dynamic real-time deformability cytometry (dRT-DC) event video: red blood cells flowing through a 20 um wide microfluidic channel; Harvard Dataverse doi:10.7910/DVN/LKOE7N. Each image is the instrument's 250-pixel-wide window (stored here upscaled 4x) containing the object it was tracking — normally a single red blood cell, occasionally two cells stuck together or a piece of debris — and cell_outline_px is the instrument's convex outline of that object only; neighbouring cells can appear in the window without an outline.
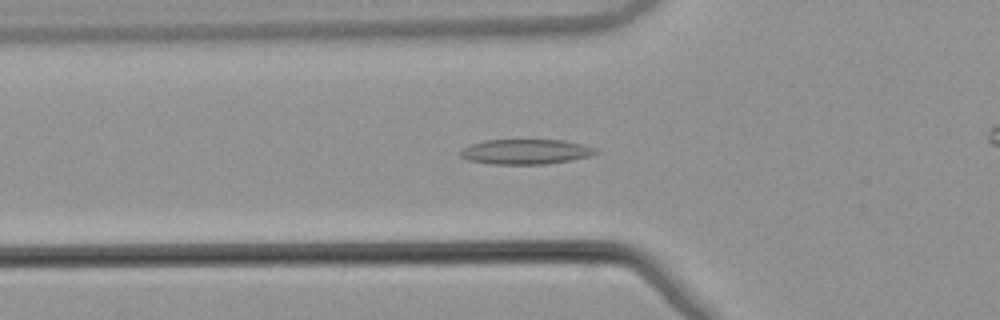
{"species": "common noctule bat (a hibernating species)", "species_latin": "Nyctalus noctula", "temperature_condition": "warm", "stored_images_in_passage": 48, "camera_frame_rate_fps": 3000, "um_per_image_px": 0.085, "animal": {"sex": "male", "body_mass_g": 21.5, "forearm_length_mm": 52.0}, "frame": {"image": 1, "passage_image": 19, "time_ms": 6.0, "image_size_px": [1000, 320], "cell_outline_px": [[596, 152], [592, 156], [572, 160], [544, 164], [492, 164], [468, 160], [460, 156], [460, 152], [468, 144], [484, 140], [564, 140], [584, 144], [596, 148]], "centroid_in_image_um": [44.69, 12.89], "position_along_channel_um": 81.1, "area_um2": 19.83}}
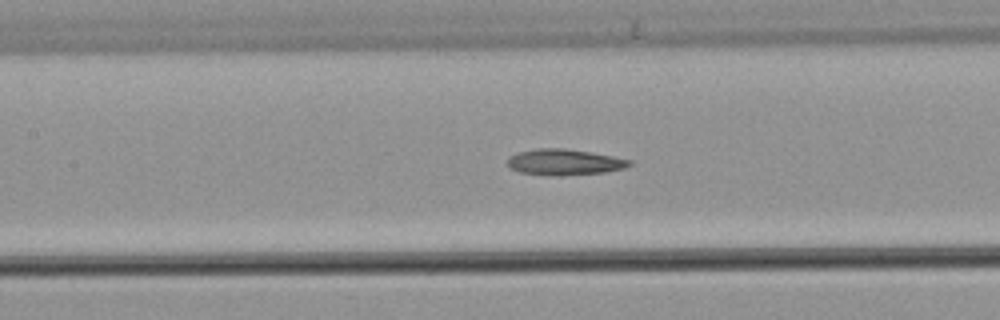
{"frame": {"image": 2, "passage_image": 25, "time_ms": 8.0, "image_size_px": [1000, 320], "cell_outline_px": [[632, 164], [624, 168], [604, 172], [560, 176], [556, 176], [520, 172], [508, 168], [508, 156], [516, 152], [536, 148], [564, 148], [612, 156], [632, 160]], "centroid_in_image_um": [47.93, 13.78], "position_along_channel_um": 159.5, "area_um2": 18.5}}
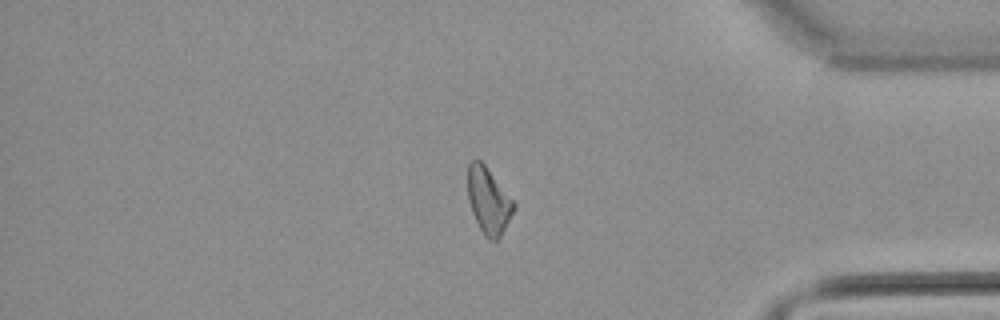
{"frame": {"image": 3, "passage_image": 45, "time_ms": 14.667, "image_size_px": [1000, 320], "cell_outline_px": [[516, 208], [500, 236], [496, 240], [488, 240], [484, 236], [472, 212], [468, 200], [468, 164], [472, 160], [480, 160], [484, 164], [516, 204]], "centroid_in_image_um": [41.52, 17.07], "position_along_channel_um": 393.7, "area_um2": 17.51}}